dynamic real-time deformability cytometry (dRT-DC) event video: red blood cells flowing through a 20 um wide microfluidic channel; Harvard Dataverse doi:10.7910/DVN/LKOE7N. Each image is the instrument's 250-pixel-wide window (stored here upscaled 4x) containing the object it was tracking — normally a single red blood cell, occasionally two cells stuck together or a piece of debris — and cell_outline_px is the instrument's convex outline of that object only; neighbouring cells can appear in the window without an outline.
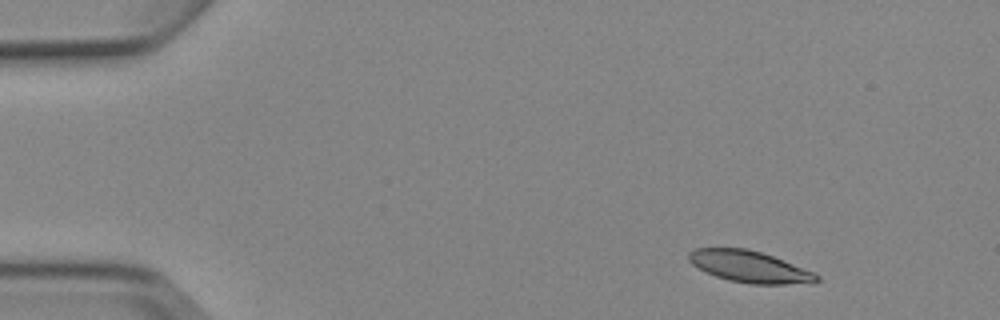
{"species": "Egyptian fruit bat (a non-hibernating species)", "species_latin": "Rousettus aegyptiacus", "temperature_condition": "cold", "stored_images_in_passage": 5, "camera_frame_rate_fps": 3000, "um_per_image_px": 0.085, "animal": {"sex": "female"}, "frame": {"image": 1, "passage_image": 2, "time_ms": 1.333, "image_size_px": [1000, 320], "cell_outline_px": [[820, 280], [812, 284], [752, 284], [728, 280], [716, 276], [692, 264], [688, 260], [688, 252], [696, 248], [748, 248], [772, 256], [812, 272], [820, 276]], "centroid_in_image_um": [63.72, 22.67], "position_along_channel_um": 21.3, "area_um2": 23.35}}
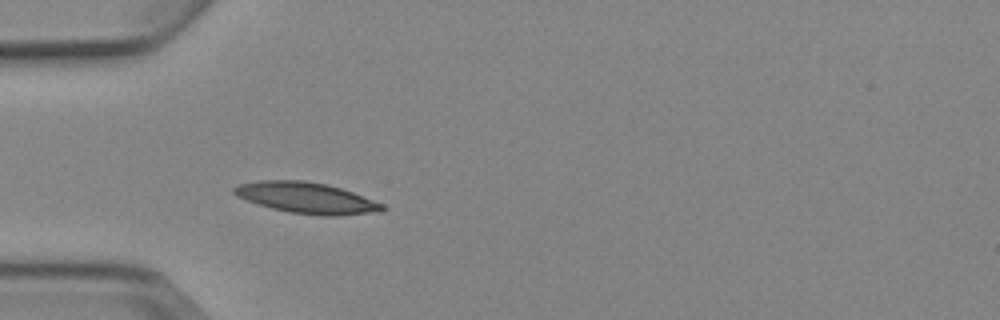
{"frame": {"image": 2, "passage_image": 5, "time_ms": 4.667, "image_size_px": [1000, 320], "cell_outline_px": [[384, 208], [380, 212], [336, 216], [320, 216], [288, 212], [272, 208], [236, 196], [232, 192], [232, 188], [240, 184], [260, 180], [304, 180], [324, 184], [340, 188], [352, 192], [384, 204]], "centroid_in_image_um": [26.05, 16.82], "position_along_channel_um": 58.9, "area_um2": 26.65}}